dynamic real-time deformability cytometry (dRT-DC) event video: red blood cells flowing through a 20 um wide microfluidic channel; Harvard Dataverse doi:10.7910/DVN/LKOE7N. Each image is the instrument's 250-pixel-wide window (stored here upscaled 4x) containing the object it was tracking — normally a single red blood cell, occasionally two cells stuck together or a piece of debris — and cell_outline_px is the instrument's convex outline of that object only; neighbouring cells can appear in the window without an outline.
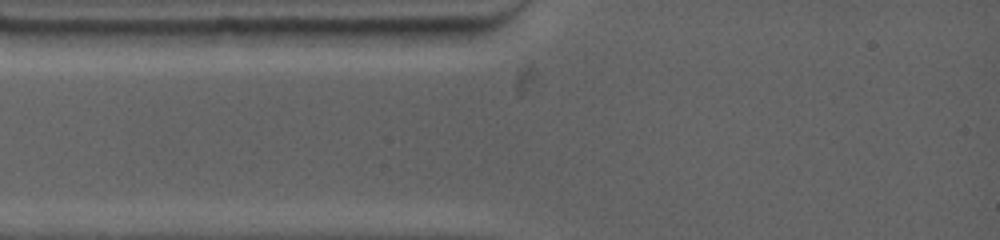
{"species": "common noctule bat (a hibernating species)", "species_latin": "Nyctalus noctula", "temperature_condition": "warm", "stored_images_in_passage": 2, "camera_frame_rate_fps": 4500, "um_per_image_px": 0.085, "animal": {"sex": "female", "body_mass_g": 19.0, "forearm_length_mm": 53.3}, "frame": {"image": 1, "passage_image": 2, "time_ms": 0.889, "image_size_px": [1000, 240], "cell_outline_px": [[184, 32], [172, 48], [152, 48], [68, 44], [36, 32], [72, 28], [88, 28]], "centroid_in_image_um": [9.82, 3.19], "position_along_channel_um": 75.2, "area_um2": 15.26}}